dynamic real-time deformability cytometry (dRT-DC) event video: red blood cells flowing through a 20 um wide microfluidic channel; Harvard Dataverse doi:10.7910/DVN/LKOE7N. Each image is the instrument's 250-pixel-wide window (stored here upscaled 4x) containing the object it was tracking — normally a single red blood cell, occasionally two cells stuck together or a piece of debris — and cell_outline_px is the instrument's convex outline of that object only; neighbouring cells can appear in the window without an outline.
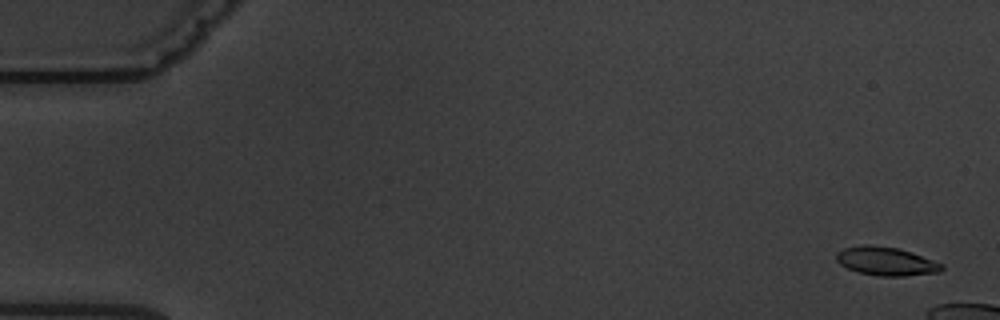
{"species": "common noctule bat (a hibernating species)", "species_latin": "Nyctalus noctula", "temperature_condition": "warm", "stored_images_in_passage": 4, "camera_frame_rate_fps": 3000, "um_per_image_px": 0.085, "animal": {"sex": "male", "body_mass_g": 19.5, "forearm_length_mm": 54.6}, "frame": {"image": 1, "passage_image": 1, "time_ms": 0.0, "image_size_px": [1000, 320], "cell_outline_px": [[944, 268], [940, 272], [904, 276], [880, 276], [860, 272], [848, 268], [840, 264], [836, 260], [836, 252], [844, 248], [860, 244], [868, 244], [896, 248], [912, 252], [944, 264]], "centroid_in_image_um": [75.32, 22.2], "position_along_channel_um": 9.7, "area_um2": 17.57}}